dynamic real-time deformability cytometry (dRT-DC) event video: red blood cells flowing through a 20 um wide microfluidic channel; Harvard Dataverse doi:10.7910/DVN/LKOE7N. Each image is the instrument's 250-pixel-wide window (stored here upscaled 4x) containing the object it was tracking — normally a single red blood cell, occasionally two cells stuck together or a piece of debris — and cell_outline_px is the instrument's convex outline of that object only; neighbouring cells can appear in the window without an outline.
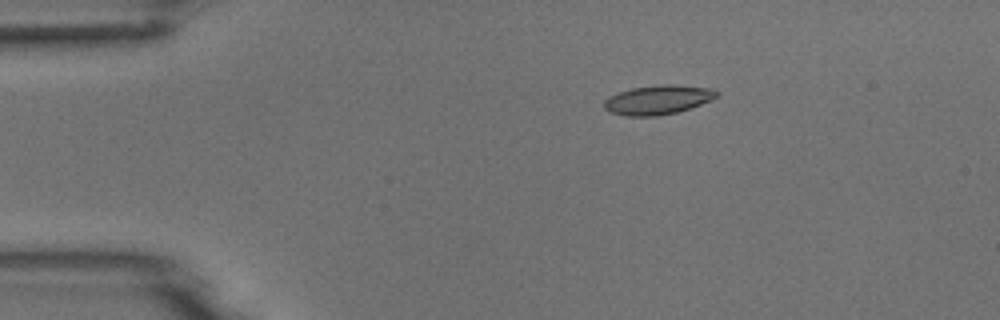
{"species": "common noctule bat (a hibernating species)", "species_latin": "Nyctalus noctula", "temperature_condition": "room temperature", "stored_images_in_passage": 5, "camera_frame_rate_fps": 3000, "um_per_image_px": 0.085, "animal": {"sex": "male", "body_mass_g": 18.8}, "frame": {"image": 1, "passage_image": 1, "time_ms": 0.0, "image_size_px": [1000, 320], "cell_outline_px": [[720, 96], [700, 104], [676, 112], [656, 116], [624, 116], [608, 112], [604, 108], [604, 100], [620, 92], [632, 88], [660, 84], [672, 84], [716, 88], [720, 92]], "centroid_in_image_um": [55.96, 8.47], "position_along_channel_um": 29.0, "area_um2": 19.31}}
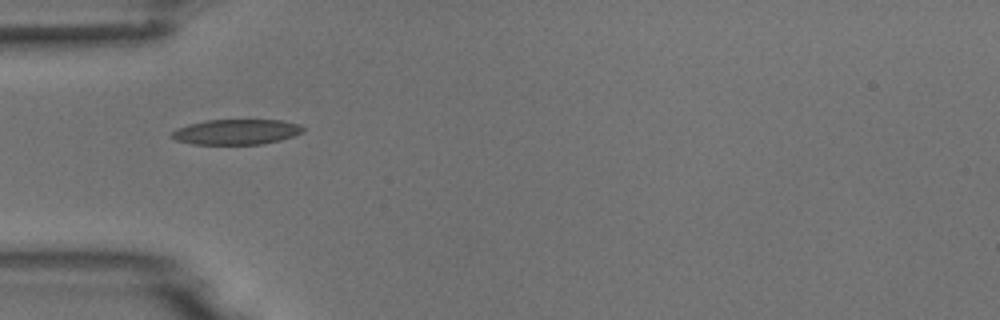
{"frame": {"image": 2, "passage_image": 3, "time_ms": 2.333, "image_size_px": [1000, 320], "cell_outline_px": [[304, 132], [280, 140], [260, 144], [192, 144], [176, 140], [168, 136], [176, 128], [188, 124], [204, 120], [280, 120], [300, 124], [304, 128]], "centroid_in_image_um": [20.05, 11.2], "position_along_channel_um": 64.9, "area_um2": 19.42}}